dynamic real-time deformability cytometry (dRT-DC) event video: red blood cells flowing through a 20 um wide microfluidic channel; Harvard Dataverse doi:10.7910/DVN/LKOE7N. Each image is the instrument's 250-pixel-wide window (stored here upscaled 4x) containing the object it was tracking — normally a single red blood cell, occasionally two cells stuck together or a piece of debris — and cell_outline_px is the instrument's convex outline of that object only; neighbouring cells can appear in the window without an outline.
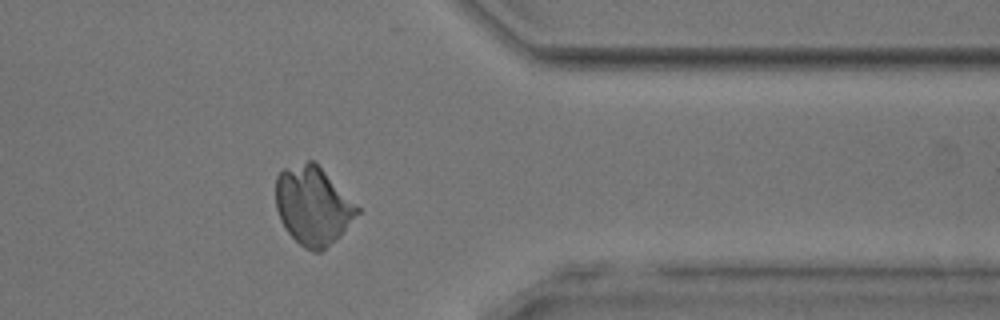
{"species": "common noctule bat (a hibernating species)", "species_latin": "Nyctalus noctula", "temperature_condition": "room temperature", "stored_images_in_passage": 39, "camera_frame_rate_fps": 3000, "um_per_image_px": 0.085, "animal": {"sex": "male", "body_mass_g": 17.9, "forearm_length_mm": 54.2}, "frame": {"image": 1, "passage_image": 29, "time_ms": 9.333, "image_size_px": [1000, 320], "cell_outline_px": [[360, 212], [336, 240], [320, 252], [312, 252], [304, 248], [288, 232], [280, 220], [276, 208], [276, 176], [284, 168], [308, 160], [312, 160], [360, 208]], "centroid_in_image_um": [26.58, 17.5], "position_along_channel_um": 384.8, "area_um2": 36.82}}
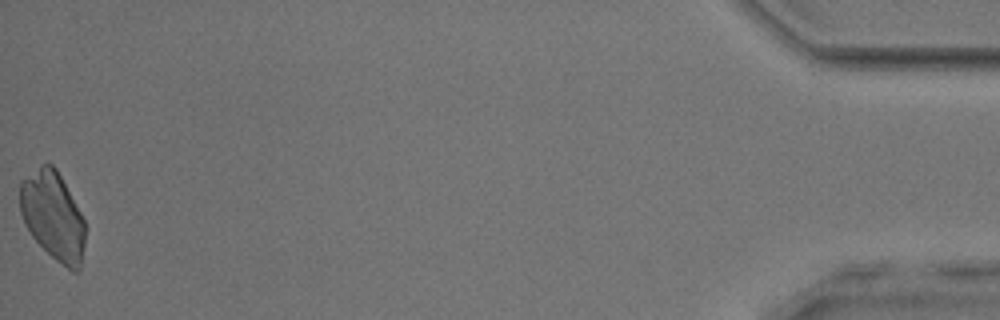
{"frame": {"image": 2, "passage_image": 39, "time_ms": 12.667, "image_size_px": [1000, 320], "cell_outline_px": [[84, 244], [80, 272], [72, 272], [56, 260], [32, 236], [24, 224], [20, 212], [20, 180], [40, 164], [52, 164], [56, 168], [80, 212], [84, 220]], "centroid_in_image_um": [4.48, 18.34], "position_along_channel_um": 430.7, "area_um2": 33.47}}